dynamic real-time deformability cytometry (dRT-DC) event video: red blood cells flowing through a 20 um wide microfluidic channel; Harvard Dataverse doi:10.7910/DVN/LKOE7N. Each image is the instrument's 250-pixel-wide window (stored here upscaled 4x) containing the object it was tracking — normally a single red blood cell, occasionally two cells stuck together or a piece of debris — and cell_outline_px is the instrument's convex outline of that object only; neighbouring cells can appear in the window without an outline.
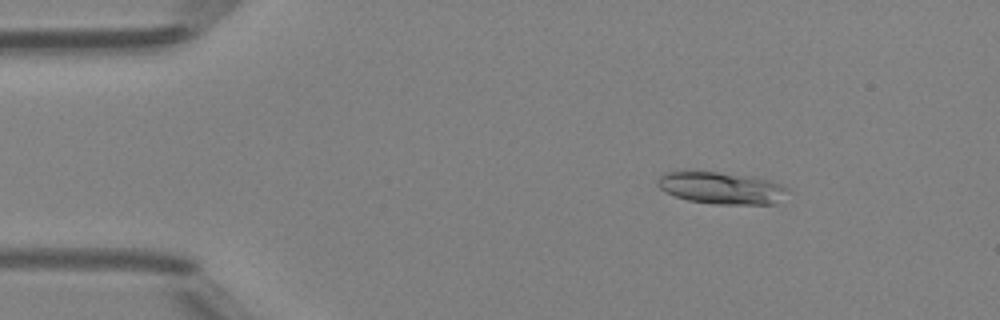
{"species": "Egyptian fruit bat (a non-hibernating species)", "species_latin": "Rousettus aegyptiacus", "temperature_condition": "room temperature", "stored_images_in_passage": 48, "camera_frame_rate_fps": 3000, "um_per_image_px": 0.085, "animal": {"sex": "female"}, "frame": {"image": 1, "passage_image": 7, "time_ms": 2.0, "image_size_px": [1000, 320], "cell_outline_px": [[788, 188], [776, 204], [716, 204], [688, 200], [676, 196], [660, 188], [656, 184], [660, 176], [664, 172], [716, 172], [744, 176], [768, 180], [780, 184]], "centroid_in_image_um": [61.29, 15.99], "position_along_channel_um": 23.7, "area_um2": 23.58}}
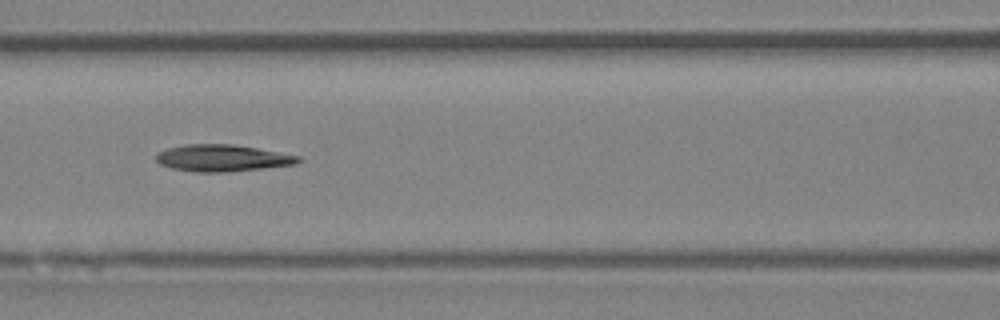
{"frame": {"image": 2, "passage_image": 21, "time_ms": 6.667, "image_size_px": [1000, 320], "cell_outline_px": [[300, 160], [296, 164], [224, 172], [196, 172], [172, 168], [160, 164], [156, 160], [156, 156], [160, 152], [168, 148], [188, 144], [232, 144], [256, 148], [300, 156]], "centroid_in_image_um": [18.88, 13.43], "position_along_channel_um": 147.7, "area_um2": 21.79}}
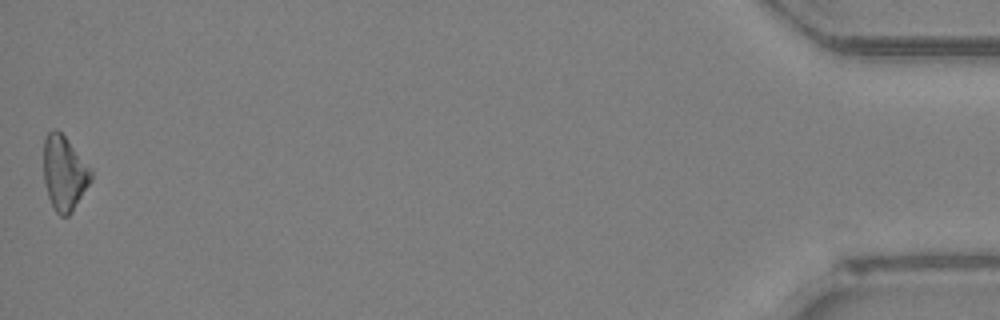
{"frame": {"image": 3, "passage_image": 48, "time_ms": 15.667, "image_size_px": [1000, 320], "cell_outline_px": [[92, 180], [72, 212], [68, 216], [60, 216], [56, 212], [48, 196], [44, 184], [44, 140], [48, 132], [52, 128], [56, 128], [64, 136], [92, 168]], "centroid_in_image_um": [5.47, 14.71], "position_along_channel_um": 429.7, "area_um2": 20.69}, "authors_computed_cell_mechanics": {"area_um2": 21.8484, "velocity_mm_per_s": 4.217, "shape_relaxation_time_tau1_ms": 5.1167, "shape_relaxation_time_tau2_ms": null, "deformation_change_tau1": 0.1375, "deformation_change_tau2": null}}